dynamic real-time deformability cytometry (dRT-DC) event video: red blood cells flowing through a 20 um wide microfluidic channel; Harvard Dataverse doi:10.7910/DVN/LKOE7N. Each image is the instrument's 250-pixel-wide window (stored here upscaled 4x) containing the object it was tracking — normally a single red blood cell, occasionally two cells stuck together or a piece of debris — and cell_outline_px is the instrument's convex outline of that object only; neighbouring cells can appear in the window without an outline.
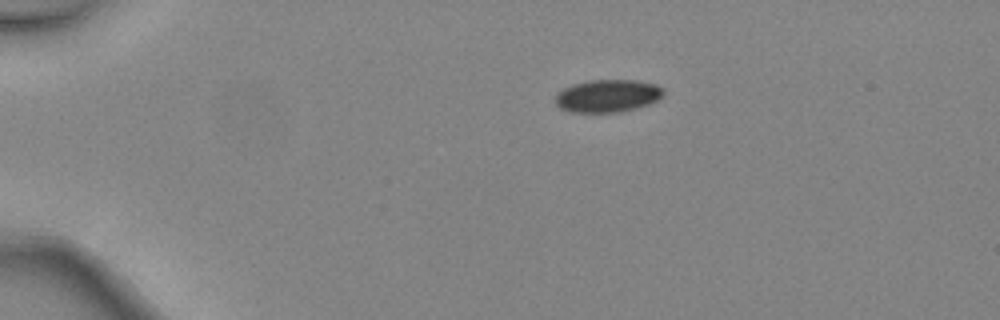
{"species": "common noctule bat (a hibernating species)", "species_latin": "Nyctalus noctula", "temperature_condition": "warm", "stored_images_in_passage": 4, "camera_frame_rate_fps": 3000, "um_per_image_px": 0.085, "animal": {"sex": "female", "body_mass_g": 24.6, "forearm_length_mm": 56.2}, "frame": {"image": 1, "passage_image": 1, "time_ms": 0.0, "image_size_px": [1000, 320], "cell_outline_px": [[664, 92], [656, 100], [648, 104], [636, 108], [620, 112], [568, 112], [560, 108], [556, 104], [556, 92], [572, 84], [588, 80], [636, 80], [656, 84], [664, 88]], "centroid_in_image_um": [51.62, 8.14], "position_along_channel_um": 33.4, "area_um2": 20.63}}
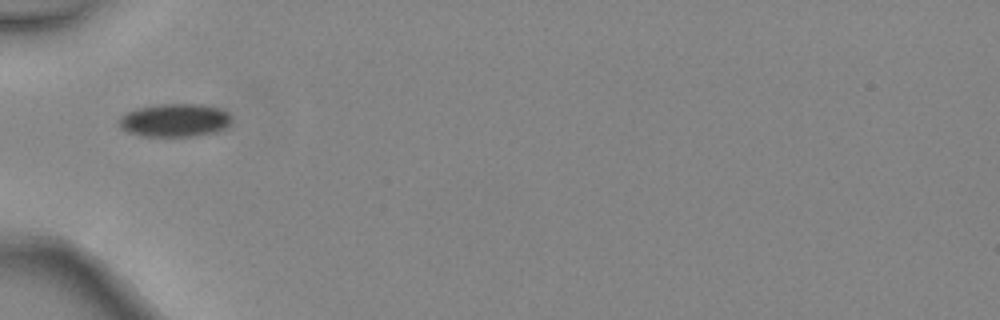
{"frame": {"image": 2, "passage_image": 3, "time_ms": 0.667, "image_size_px": [1000, 320], "cell_outline_px": [[232, 120], [224, 128], [216, 132], [192, 136], [140, 136], [128, 132], [120, 128], [116, 120], [120, 116], [136, 108], [156, 104], [204, 104], [220, 108], [228, 112], [232, 116]], "centroid_in_image_um": [14.83, 10.21], "position_along_channel_um": 70.2, "area_um2": 22.08}}
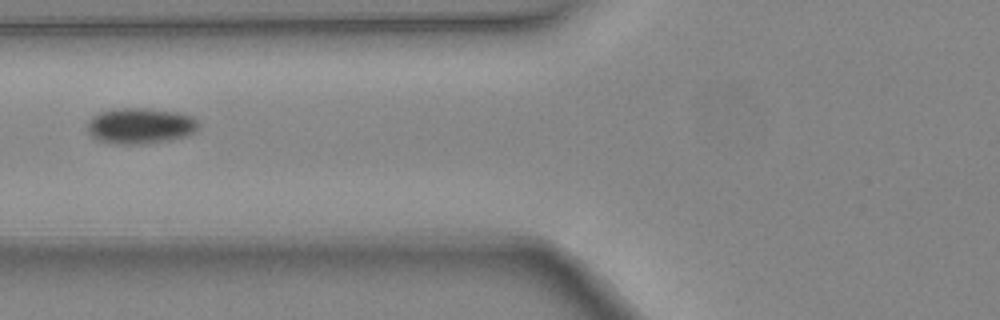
{"frame": {"image": 3, "passage_image": 4, "time_ms": 1.0, "image_size_px": [1000, 320], "cell_outline_px": [[200, 128], [196, 132], [188, 136], [172, 140], [144, 144], [108, 144], [96, 140], [88, 132], [88, 120], [92, 116], [100, 112], [116, 108], [148, 108], [176, 112], [192, 116], [200, 124]], "centroid_in_image_um": [11.94, 10.71], "position_along_channel_um": 113.9, "area_um2": 23.76}}